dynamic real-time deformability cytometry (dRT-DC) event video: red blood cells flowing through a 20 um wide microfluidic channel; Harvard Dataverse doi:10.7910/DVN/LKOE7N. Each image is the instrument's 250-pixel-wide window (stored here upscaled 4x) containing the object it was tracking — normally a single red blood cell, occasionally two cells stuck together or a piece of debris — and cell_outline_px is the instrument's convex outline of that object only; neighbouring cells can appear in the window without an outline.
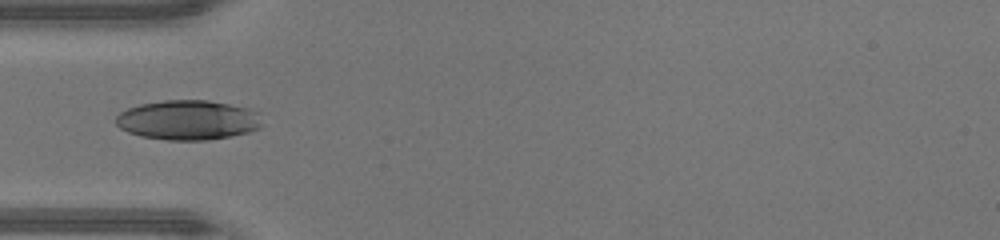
{"species": "human", "species_latin": "Homo sapiens", "temperature_condition": "warm", "stored_images_in_passage": 33, "camera_frame_rate_fps": 3000, "um_per_image_px": 0.085, "donor": {"sex": "male"}, "frame": {"image": 1, "passage_image": 1, "time_ms": 0.0, "image_size_px": [1000, 240], "cell_outline_px": [[260, 128], [248, 132], [208, 140], [168, 140], [140, 136], [128, 132], [120, 128], [116, 124], [116, 116], [120, 112], [128, 108], [140, 104], [164, 100], [208, 100], [248, 108], [260, 112]], "centroid_in_image_um": [15.97, 10.2], "position_along_channel_um": 69.0, "area_um2": 33.81}}
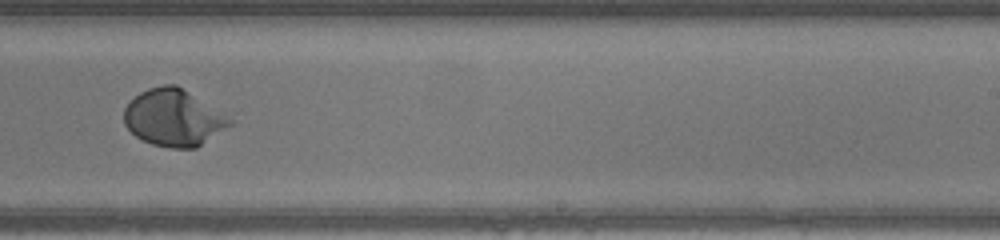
{"frame": {"image": 2, "passage_image": 15, "time_ms": 4.667, "image_size_px": [1000, 240], "cell_outline_px": [[232, 124], [196, 148], [168, 148], [152, 144], [136, 136], [124, 124], [124, 108], [140, 92], [148, 88], [164, 84], [176, 84], [232, 120]], "centroid_in_image_um": [14.71, 10.02], "position_along_channel_um": 274.3, "area_um2": 34.39}}
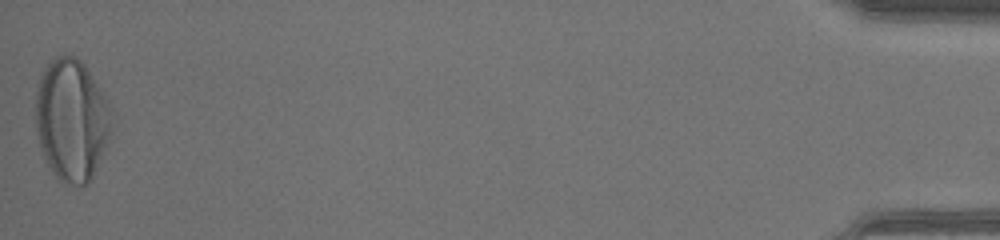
{"frame": {"image": 3, "passage_image": 33, "time_ms": 10.667, "image_size_px": [1000, 240], "cell_outline_px": [[112, 108], [108, 140], [92, 176], [88, 184], [64, 184], [56, 180], [44, 156], [40, 144], [36, 128], [36, 92], [40, 76], [44, 68], [56, 56], [76, 56], [84, 64]], "centroid_in_image_um": [6.07, 10.19], "position_along_channel_um": 429.1, "area_um2": 53.47}}